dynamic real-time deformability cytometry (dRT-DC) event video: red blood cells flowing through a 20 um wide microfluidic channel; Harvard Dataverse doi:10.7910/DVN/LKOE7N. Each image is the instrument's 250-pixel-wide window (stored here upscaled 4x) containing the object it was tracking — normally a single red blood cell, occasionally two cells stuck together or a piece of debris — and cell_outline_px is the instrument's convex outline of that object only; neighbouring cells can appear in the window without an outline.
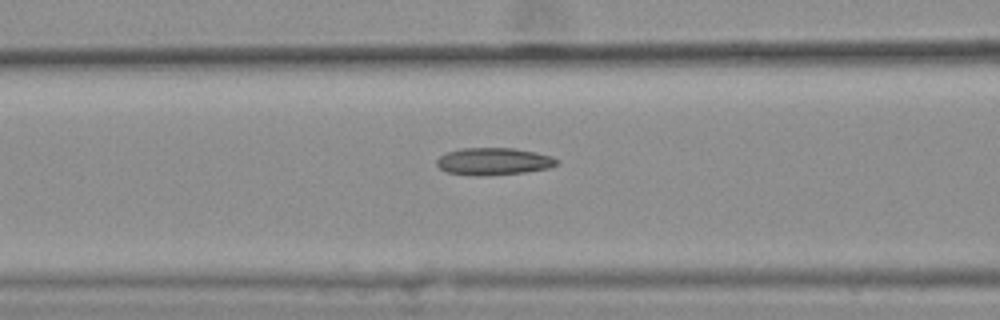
{"species": "common noctule bat (a hibernating species)", "species_latin": "Nyctalus noctula", "temperature_condition": "warm", "stored_images_in_passage": 39, "camera_frame_rate_fps": 3000, "um_per_image_px": 0.085, "animal": {"sex": "female", "body_mass_g": 25.1}, "frame": {"image": 1, "passage_image": 12, "time_ms": 3.667, "image_size_px": [1000, 320], "cell_outline_px": [[560, 160], [556, 164], [548, 168], [524, 172], [448, 172], [440, 168], [436, 164], [436, 160], [440, 156], [448, 152], [460, 148], [512, 148], [536, 152], [552, 156]], "centroid_in_image_um": [42.01, 13.64], "position_along_channel_um": 124.6, "area_um2": 17.8}, "authors_computed_cell_mechanics": {"area_um2": 18.207, "velocity_mm_per_s": 3.6491, "shape_relaxation_time_tau1_ms": null, "shape_relaxation_time_tau2_ms": 3.5839, "deformation_change_tau1": null, "deformation_change_tau2": 0.1034}}